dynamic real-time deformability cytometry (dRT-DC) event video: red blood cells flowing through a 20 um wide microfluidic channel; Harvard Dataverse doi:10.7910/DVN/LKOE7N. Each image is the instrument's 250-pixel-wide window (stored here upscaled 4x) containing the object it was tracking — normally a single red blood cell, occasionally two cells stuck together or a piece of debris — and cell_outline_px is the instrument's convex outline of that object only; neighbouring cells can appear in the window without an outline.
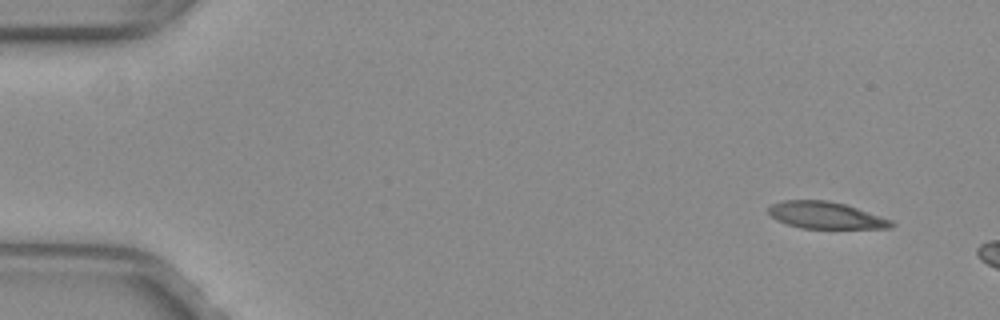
{"species": "common noctule bat (a hibernating species)", "species_latin": "Nyctalus noctula", "temperature_condition": "warm", "stored_images_in_passage": 7, "camera_frame_rate_fps": 3000, "um_per_image_px": 0.085, "animal": {"sex": "female", "body_mass_g": 29.2, "forearm_length_mm": 56.3}, "frame": {"image": 1, "passage_image": 1, "time_ms": 0.0, "image_size_px": [1000, 320], "cell_outline_px": [[896, 224], [892, 228], [800, 228], [776, 220], [768, 212], [768, 208], [772, 204], [784, 200], [828, 200], [844, 204], [892, 220]], "centroid_in_image_um": [70.18, 18.3], "position_along_channel_um": 14.8, "area_um2": 19.07}}